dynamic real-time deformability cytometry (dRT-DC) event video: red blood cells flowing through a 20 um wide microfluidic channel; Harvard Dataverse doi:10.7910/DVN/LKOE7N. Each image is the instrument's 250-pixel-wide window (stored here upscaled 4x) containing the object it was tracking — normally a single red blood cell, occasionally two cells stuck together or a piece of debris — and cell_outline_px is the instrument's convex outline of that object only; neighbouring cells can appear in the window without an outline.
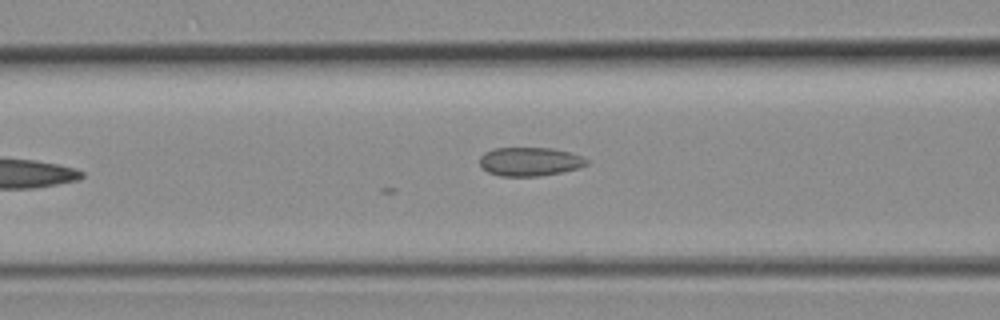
{"species": "common noctule bat (a hibernating species)", "species_latin": "Nyctalus noctula", "temperature_condition": "room temperature", "stored_images_in_passage": 6, "camera_frame_rate_fps": 3000, "um_per_image_px": 0.085, "animal": {"sex": "female", "body_mass_g": 19.3, "forearm_length_mm": 54.1}, "frame": {"image": 1, "passage_image": 6, "time_ms": 6.667, "image_size_px": [1000, 320], "cell_outline_px": [[588, 164], [576, 168], [560, 172], [540, 176], [500, 176], [488, 172], [480, 164], [480, 156], [484, 152], [492, 148], [552, 148], [568, 152], [580, 156], [588, 160]], "centroid_in_image_um": [44.99, 13.73], "position_along_channel_um": 121.6, "area_um2": 17.74}}